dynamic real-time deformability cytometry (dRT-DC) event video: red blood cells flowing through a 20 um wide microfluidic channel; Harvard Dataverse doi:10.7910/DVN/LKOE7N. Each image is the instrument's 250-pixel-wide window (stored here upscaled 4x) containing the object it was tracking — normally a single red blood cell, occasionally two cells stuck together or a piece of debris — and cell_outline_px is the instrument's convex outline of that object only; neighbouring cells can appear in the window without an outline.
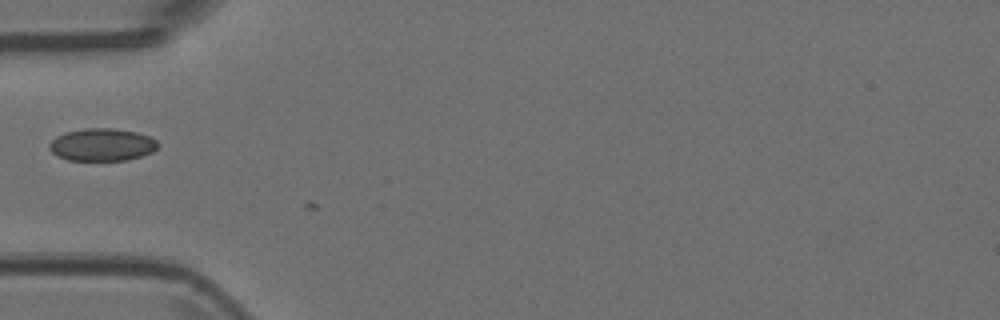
{"species": "Egyptian fruit bat (a non-hibernating species)", "species_latin": "Rousettus aegyptiacus", "temperature_condition": "room temperature", "stored_images_in_passage": 3, "camera_frame_rate_fps": 3000, "um_per_image_px": 0.085, "animal": {"sex": "female"}, "frame": {"image": 1, "passage_image": 3, "time_ms": 0.667, "image_size_px": [1000, 320], "cell_outline_px": [[160, 144], [152, 152], [140, 156], [124, 160], [68, 160], [56, 156], [48, 148], [48, 144], [56, 136], [64, 132], [84, 128], [112, 128], [136, 132], [148, 136], [156, 140]], "centroid_in_image_um": [8.63, 12.29], "position_along_channel_um": 76.4, "area_um2": 20.63}}